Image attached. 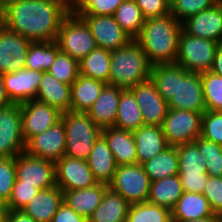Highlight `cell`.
I'll return each instance as SVG.
<instances>
[{
	"label": "cell",
	"mask_w": 222,
	"mask_h": 222,
	"mask_svg": "<svg viewBox=\"0 0 222 222\" xmlns=\"http://www.w3.org/2000/svg\"><path fill=\"white\" fill-rule=\"evenodd\" d=\"M70 12L69 0H21L0 11V23L31 42L56 41L61 22Z\"/></svg>",
	"instance_id": "obj_1"
},
{
	"label": "cell",
	"mask_w": 222,
	"mask_h": 222,
	"mask_svg": "<svg viewBox=\"0 0 222 222\" xmlns=\"http://www.w3.org/2000/svg\"><path fill=\"white\" fill-rule=\"evenodd\" d=\"M181 31L182 23L170 13L145 19L140 34L134 40L151 65L173 64L177 59Z\"/></svg>",
	"instance_id": "obj_2"
},
{
	"label": "cell",
	"mask_w": 222,
	"mask_h": 222,
	"mask_svg": "<svg viewBox=\"0 0 222 222\" xmlns=\"http://www.w3.org/2000/svg\"><path fill=\"white\" fill-rule=\"evenodd\" d=\"M151 66L141 46L133 39L125 47L111 52L108 85L131 89L150 79Z\"/></svg>",
	"instance_id": "obj_3"
},
{
	"label": "cell",
	"mask_w": 222,
	"mask_h": 222,
	"mask_svg": "<svg viewBox=\"0 0 222 222\" xmlns=\"http://www.w3.org/2000/svg\"><path fill=\"white\" fill-rule=\"evenodd\" d=\"M60 120L66 132L65 156L87 160L102 129L86 112H63Z\"/></svg>",
	"instance_id": "obj_4"
},
{
	"label": "cell",
	"mask_w": 222,
	"mask_h": 222,
	"mask_svg": "<svg viewBox=\"0 0 222 222\" xmlns=\"http://www.w3.org/2000/svg\"><path fill=\"white\" fill-rule=\"evenodd\" d=\"M218 45V42L189 35L182 29L175 64L193 73L211 71Z\"/></svg>",
	"instance_id": "obj_5"
},
{
	"label": "cell",
	"mask_w": 222,
	"mask_h": 222,
	"mask_svg": "<svg viewBox=\"0 0 222 222\" xmlns=\"http://www.w3.org/2000/svg\"><path fill=\"white\" fill-rule=\"evenodd\" d=\"M56 42L61 52L78 61L97 48L89 26L72 11L62 20Z\"/></svg>",
	"instance_id": "obj_6"
},
{
	"label": "cell",
	"mask_w": 222,
	"mask_h": 222,
	"mask_svg": "<svg viewBox=\"0 0 222 222\" xmlns=\"http://www.w3.org/2000/svg\"><path fill=\"white\" fill-rule=\"evenodd\" d=\"M151 181L142 164L117 166L109 188L118 193L130 205L146 202L149 197Z\"/></svg>",
	"instance_id": "obj_7"
},
{
	"label": "cell",
	"mask_w": 222,
	"mask_h": 222,
	"mask_svg": "<svg viewBox=\"0 0 222 222\" xmlns=\"http://www.w3.org/2000/svg\"><path fill=\"white\" fill-rule=\"evenodd\" d=\"M202 114L199 112L168 108L162 131L169 146L193 143L201 135Z\"/></svg>",
	"instance_id": "obj_8"
},
{
	"label": "cell",
	"mask_w": 222,
	"mask_h": 222,
	"mask_svg": "<svg viewBox=\"0 0 222 222\" xmlns=\"http://www.w3.org/2000/svg\"><path fill=\"white\" fill-rule=\"evenodd\" d=\"M168 107L203 114L206 111V106L201 74L186 71L176 64L175 94L168 101Z\"/></svg>",
	"instance_id": "obj_9"
},
{
	"label": "cell",
	"mask_w": 222,
	"mask_h": 222,
	"mask_svg": "<svg viewBox=\"0 0 222 222\" xmlns=\"http://www.w3.org/2000/svg\"><path fill=\"white\" fill-rule=\"evenodd\" d=\"M22 134L21 104L0 108V158L16 157L25 152Z\"/></svg>",
	"instance_id": "obj_10"
},
{
	"label": "cell",
	"mask_w": 222,
	"mask_h": 222,
	"mask_svg": "<svg viewBox=\"0 0 222 222\" xmlns=\"http://www.w3.org/2000/svg\"><path fill=\"white\" fill-rule=\"evenodd\" d=\"M16 181L34 185L39 190L56 186L55 162L30 156L26 152L15 157Z\"/></svg>",
	"instance_id": "obj_11"
},
{
	"label": "cell",
	"mask_w": 222,
	"mask_h": 222,
	"mask_svg": "<svg viewBox=\"0 0 222 222\" xmlns=\"http://www.w3.org/2000/svg\"><path fill=\"white\" fill-rule=\"evenodd\" d=\"M89 26L97 47L115 51L128 45L133 38L116 22L113 15H76Z\"/></svg>",
	"instance_id": "obj_12"
},
{
	"label": "cell",
	"mask_w": 222,
	"mask_h": 222,
	"mask_svg": "<svg viewBox=\"0 0 222 222\" xmlns=\"http://www.w3.org/2000/svg\"><path fill=\"white\" fill-rule=\"evenodd\" d=\"M56 185L64 191L90 188L98 184L87 161L62 156L55 162Z\"/></svg>",
	"instance_id": "obj_13"
},
{
	"label": "cell",
	"mask_w": 222,
	"mask_h": 222,
	"mask_svg": "<svg viewBox=\"0 0 222 222\" xmlns=\"http://www.w3.org/2000/svg\"><path fill=\"white\" fill-rule=\"evenodd\" d=\"M61 114L57 108L35 99L22 103V134L25 143L59 122Z\"/></svg>",
	"instance_id": "obj_14"
},
{
	"label": "cell",
	"mask_w": 222,
	"mask_h": 222,
	"mask_svg": "<svg viewBox=\"0 0 222 222\" xmlns=\"http://www.w3.org/2000/svg\"><path fill=\"white\" fill-rule=\"evenodd\" d=\"M26 37L9 30L0 23V73H14L24 69L29 44Z\"/></svg>",
	"instance_id": "obj_15"
},
{
	"label": "cell",
	"mask_w": 222,
	"mask_h": 222,
	"mask_svg": "<svg viewBox=\"0 0 222 222\" xmlns=\"http://www.w3.org/2000/svg\"><path fill=\"white\" fill-rule=\"evenodd\" d=\"M140 107L144 125L161 127L168 111V102L158 93L155 83L148 79L129 89Z\"/></svg>",
	"instance_id": "obj_16"
},
{
	"label": "cell",
	"mask_w": 222,
	"mask_h": 222,
	"mask_svg": "<svg viewBox=\"0 0 222 222\" xmlns=\"http://www.w3.org/2000/svg\"><path fill=\"white\" fill-rule=\"evenodd\" d=\"M66 132L60 120L54 126L32 137L25 146V152L30 156L58 161L65 155Z\"/></svg>",
	"instance_id": "obj_17"
},
{
	"label": "cell",
	"mask_w": 222,
	"mask_h": 222,
	"mask_svg": "<svg viewBox=\"0 0 222 222\" xmlns=\"http://www.w3.org/2000/svg\"><path fill=\"white\" fill-rule=\"evenodd\" d=\"M182 29L189 35L222 43V0L182 22Z\"/></svg>",
	"instance_id": "obj_18"
},
{
	"label": "cell",
	"mask_w": 222,
	"mask_h": 222,
	"mask_svg": "<svg viewBox=\"0 0 222 222\" xmlns=\"http://www.w3.org/2000/svg\"><path fill=\"white\" fill-rule=\"evenodd\" d=\"M42 75L43 72L26 68L14 73L2 74L5 91L10 102L22 104L34 100Z\"/></svg>",
	"instance_id": "obj_19"
},
{
	"label": "cell",
	"mask_w": 222,
	"mask_h": 222,
	"mask_svg": "<svg viewBox=\"0 0 222 222\" xmlns=\"http://www.w3.org/2000/svg\"><path fill=\"white\" fill-rule=\"evenodd\" d=\"M123 90L107 84L94 104L87 110L88 116L101 129L114 127L120 95Z\"/></svg>",
	"instance_id": "obj_20"
},
{
	"label": "cell",
	"mask_w": 222,
	"mask_h": 222,
	"mask_svg": "<svg viewBox=\"0 0 222 222\" xmlns=\"http://www.w3.org/2000/svg\"><path fill=\"white\" fill-rule=\"evenodd\" d=\"M63 203V191L56 185L36 194L22 211L36 222H51Z\"/></svg>",
	"instance_id": "obj_21"
},
{
	"label": "cell",
	"mask_w": 222,
	"mask_h": 222,
	"mask_svg": "<svg viewBox=\"0 0 222 222\" xmlns=\"http://www.w3.org/2000/svg\"><path fill=\"white\" fill-rule=\"evenodd\" d=\"M35 100L57 108L61 113L71 109V85L43 72Z\"/></svg>",
	"instance_id": "obj_22"
},
{
	"label": "cell",
	"mask_w": 222,
	"mask_h": 222,
	"mask_svg": "<svg viewBox=\"0 0 222 222\" xmlns=\"http://www.w3.org/2000/svg\"><path fill=\"white\" fill-rule=\"evenodd\" d=\"M101 135L112 151L117 166L137 163L133 132L106 127L102 129Z\"/></svg>",
	"instance_id": "obj_23"
},
{
	"label": "cell",
	"mask_w": 222,
	"mask_h": 222,
	"mask_svg": "<svg viewBox=\"0 0 222 222\" xmlns=\"http://www.w3.org/2000/svg\"><path fill=\"white\" fill-rule=\"evenodd\" d=\"M133 136L136 144L137 163L139 164L152 159L169 147L162 127L159 126L143 125L133 132Z\"/></svg>",
	"instance_id": "obj_24"
},
{
	"label": "cell",
	"mask_w": 222,
	"mask_h": 222,
	"mask_svg": "<svg viewBox=\"0 0 222 222\" xmlns=\"http://www.w3.org/2000/svg\"><path fill=\"white\" fill-rule=\"evenodd\" d=\"M109 188L106 183L93 187L63 192V202L79 215L89 218L101 204L104 193Z\"/></svg>",
	"instance_id": "obj_25"
},
{
	"label": "cell",
	"mask_w": 222,
	"mask_h": 222,
	"mask_svg": "<svg viewBox=\"0 0 222 222\" xmlns=\"http://www.w3.org/2000/svg\"><path fill=\"white\" fill-rule=\"evenodd\" d=\"M86 161L98 183L109 184L112 181L117 164L112 151L102 135L94 143Z\"/></svg>",
	"instance_id": "obj_26"
},
{
	"label": "cell",
	"mask_w": 222,
	"mask_h": 222,
	"mask_svg": "<svg viewBox=\"0 0 222 222\" xmlns=\"http://www.w3.org/2000/svg\"><path fill=\"white\" fill-rule=\"evenodd\" d=\"M107 84L79 74L71 84V109L74 112H87Z\"/></svg>",
	"instance_id": "obj_27"
},
{
	"label": "cell",
	"mask_w": 222,
	"mask_h": 222,
	"mask_svg": "<svg viewBox=\"0 0 222 222\" xmlns=\"http://www.w3.org/2000/svg\"><path fill=\"white\" fill-rule=\"evenodd\" d=\"M172 220H192L198 218L218 217L207 198L200 193L184 192L171 210Z\"/></svg>",
	"instance_id": "obj_28"
},
{
	"label": "cell",
	"mask_w": 222,
	"mask_h": 222,
	"mask_svg": "<svg viewBox=\"0 0 222 222\" xmlns=\"http://www.w3.org/2000/svg\"><path fill=\"white\" fill-rule=\"evenodd\" d=\"M129 206L124 198L108 188L88 222H126Z\"/></svg>",
	"instance_id": "obj_29"
},
{
	"label": "cell",
	"mask_w": 222,
	"mask_h": 222,
	"mask_svg": "<svg viewBox=\"0 0 222 222\" xmlns=\"http://www.w3.org/2000/svg\"><path fill=\"white\" fill-rule=\"evenodd\" d=\"M184 191L179 175L151 182L148 202L172 210Z\"/></svg>",
	"instance_id": "obj_30"
},
{
	"label": "cell",
	"mask_w": 222,
	"mask_h": 222,
	"mask_svg": "<svg viewBox=\"0 0 222 222\" xmlns=\"http://www.w3.org/2000/svg\"><path fill=\"white\" fill-rule=\"evenodd\" d=\"M143 125L141 110L134 94L129 89L123 90L120 95L114 127L134 132Z\"/></svg>",
	"instance_id": "obj_31"
},
{
	"label": "cell",
	"mask_w": 222,
	"mask_h": 222,
	"mask_svg": "<svg viewBox=\"0 0 222 222\" xmlns=\"http://www.w3.org/2000/svg\"><path fill=\"white\" fill-rule=\"evenodd\" d=\"M151 182L179 173L178 153L175 146H169L152 159L142 164Z\"/></svg>",
	"instance_id": "obj_32"
},
{
	"label": "cell",
	"mask_w": 222,
	"mask_h": 222,
	"mask_svg": "<svg viewBox=\"0 0 222 222\" xmlns=\"http://www.w3.org/2000/svg\"><path fill=\"white\" fill-rule=\"evenodd\" d=\"M111 51L97 47L79 61V73L109 84Z\"/></svg>",
	"instance_id": "obj_33"
},
{
	"label": "cell",
	"mask_w": 222,
	"mask_h": 222,
	"mask_svg": "<svg viewBox=\"0 0 222 222\" xmlns=\"http://www.w3.org/2000/svg\"><path fill=\"white\" fill-rule=\"evenodd\" d=\"M60 51L56 41H36L29 44L26 69L47 72Z\"/></svg>",
	"instance_id": "obj_34"
},
{
	"label": "cell",
	"mask_w": 222,
	"mask_h": 222,
	"mask_svg": "<svg viewBox=\"0 0 222 222\" xmlns=\"http://www.w3.org/2000/svg\"><path fill=\"white\" fill-rule=\"evenodd\" d=\"M179 176H200L207 174L205 160L194 143L176 146Z\"/></svg>",
	"instance_id": "obj_35"
},
{
	"label": "cell",
	"mask_w": 222,
	"mask_h": 222,
	"mask_svg": "<svg viewBox=\"0 0 222 222\" xmlns=\"http://www.w3.org/2000/svg\"><path fill=\"white\" fill-rule=\"evenodd\" d=\"M113 16L120 27L133 39L140 34L145 18L135 0H124Z\"/></svg>",
	"instance_id": "obj_36"
},
{
	"label": "cell",
	"mask_w": 222,
	"mask_h": 222,
	"mask_svg": "<svg viewBox=\"0 0 222 222\" xmlns=\"http://www.w3.org/2000/svg\"><path fill=\"white\" fill-rule=\"evenodd\" d=\"M126 222H172L171 210L148 201L129 206Z\"/></svg>",
	"instance_id": "obj_37"
},
{
	"label": "cell",
	"mask_w": 222,
	"mask_h": 222,
	"mask_svg": "<svg viewBox=\"0 0 222 222\" xmlns=\"http://www.w3.org/2000/svg\"><path fill=\"white\" fill-rule=\"evenodd\" d=\"M150 79L155 83L158 93L168 102L175 94L176 64L152 65Z\"/></svg>",
	"instance_id": "obj_38"
},
{
	"label": "cell",
	"mask_w": 222,
	"mask_h": 222,
	"mask_svg": "<svg viewBox=\"0 0 222 222\" xmlns=\"http://www.w3.org/2000/svg\"><path fill=\"white\" fill-rule=\"evenodd\" d=\"M203 96L208 111H222V75L201 73Z\"/></svg>",
	"instance_id": "obj_39"
},
{
	"label": "cell",
	"mask_w": 222,
	"mask_h": 222,
	"mask_svg": "<svg viewBox=\"0 0 222 222\" xmlns=\"http://www.w3.org/2000/svg\"><path fill=\"white\" fill-rule=\"evenodd\" d=\"M193 143L205 160L207 174L212 177H222V146L201 136Z\"/></svg>",
	"instance_id": "obj_40"
},
{
	"label": "cell",
	"mask_w": 222,
	"mask_h": 222,
	"mask_svg": "<svg viewBox=\"0 0 222 222\" xmlns=\"http://www.w3.org/2000/svg\"><path fill=\"white\" fill-rule=\"evenodd\" d=\"M57 80L71 85L79 76V61L59 51L47 71Z\"/></svg>",
	"instance_id": "obj_41"
},
{
	"label": "cell",
	"mask_w": 222,
	"mask_h": 222,
	"mask_svg": "<svg viewBox=\"0 0 222 222\" xmlns=\"http://www.w3.org/2000/svg\"><path fill=\"white\" fill-rule=\"evenodd\" d=\"M124 0H77L71 11L75 15H114Z\"/></svg>",
	"instance_id": "obj_42"
},
{
	"label": "cell",
	"mask_w": 222,
	"mask_h": 222,
	"mask_svg": "<svg viewBox=\"0 0 222 222\" xmlns=\"http://www.w3.org/2000/svg\"><path fill=\"white\" fill-rule=\"evenodd\" d=\"M218 1L219 0H176L170 7V13L182 23L187 18L214 6Z\"/></svg>",
	"instance_id": "obj_43"
},
{
	"label": "cell",
	"mask_w": 222,
	"mask_h": 222,
	"mask_svg": "<svg viewBox=\"0 0 222 222\" xmlns=\"http://www.w3.org/2000/svg\"><path fill=\"white\" fill-rule=\"evenodd\" d=\"M15 181V157L0 158V203L9 201Z\"/></svg>",
	"instance_id": "obj_44"
},
{
	"label": "cell",
	"mask_w": 222,
	"mask_h": 222,
	"mask_svg": "<svg viewBox=\"0 0 222 222\" xmlns=\"http://www.w3.org/2000/svg\"><path fill=\"white\" fill-rule=\"evenodd\" d=\"M202 138L222 146V111H208L202 114Z\"/></svg>",
	"instance_id": "obj_45"
},
{
	"label": "cell",
	"mask_w": 222,
	"mask_h": 222,
	"mask_svg": "<svg viewBox=\"0 0 222 222\" xmlns=\"http://www.w3.org/2000/svg\"><path fill=\"white\" fill-rule=\"evenodd\" d=\"M40 190L34 185L15 182L11 197L5 204L7 210H22Z\"/></svg>",
	"instance_id": "obj_46"
},
{
	"label": "cell",
	"mask_w": 222,
	"mask_h": 222,
	"mask_svg": "<svg viewBox=\"0 0 222 222\" xmlns=\"http://www.w3.org/2000/svg\"><path fill=\"white\" fill-rule=\"evenodd\" d=\"M213 213L222 218V177L209 176L203 191Z\"/></svg>",
	"instance_id": "obj_47"
},
{
	"label": "cell",
	"mask_w": 222,
	"mask_h": 222,
	"mask_svg": "<svg viewBox=\"0 0 222 222\" xmlns=\"http://www.w3.org/2000/svg\"><path fill=\"white\" fill-rule=\"evenodd\" d=\"M145 19L164 17L170 14V6L165 0H135Z\"/></svg>",
	"instance_id": "obj_48"
},
{
	"label": "cell",
	"mask_w": 222,
	"mask_h": 222,
	"mask_svg": "<svg viewBox=\"0 0 222 222\" xmlns=\"http://www.w3.org/2000/svg\"><path fill=\"white\" fill-rule=\"evenodd\" d=\"M179 178L184 192L203 194L209 175L201 174L200 176H179Z\"/></svg>",
	"instance_id": "obj_49"
},
{
	"label": "cell",
	"mask_w": 222,
	"mask_h": 222,
	"mask_svg": "<svg viewBox=\"0 0 222 222\" xmlns=\"http://www.w3.org/2000/svg\"><path fill=\"white\" fill-rule=\"evenodd\" d=\"M51 222H88V219L76 213L65 202H63Z\"/></svg>",
	"instance_id": "obj_50"
},
{
	"label": "cell",
	"mask_w": 222,
	"mask_h": 222,
	"mask_svg": "<svg viewBox=\"0 0 222 222\" xmlns=\"http://www.w3.org/2000/svg\"><path fill=\"white\" fill-rule=\"evenodd\" d=\"M5 222H36L22 210H7Z\"/></svg>",
	"instance_id": "obj_51"
},
{
	"label": "cell",
	"mask_w": 222,
	"mask_h": 222,
	"mask_svg": "<svg viewBox=\"0 0 222 222\" xmlns=\"http://www.w3.org/2000/svg\"><path fill=\"white\" fill-rule=\"evenodd\" d=\"M211 72L216 75H222V43L216 48Z\"/></svg>",
	"instance_id": "obj_52"
},
{
	"label": "cell",
	"mask_w": 222,
	"mask_h": 222,
	"mask_svg": "<svg viewBox=\"0 0 222 222\" xmlns=\"http://www.w3.org/2000/svg\"><path fill=\"white\" fill-rule=\"evenodd\" d=\"M11 104L6 94L2 74L0 73V108Z\"/></svg>",
	"instance_id": "obj_53"
},
{
	"label": "cell",
	"mask_w": 222,
	"mask_h": 222,
	"mask_svg": "<svg viewBox=\"0 0 222 222\" xmlns=\"http://www.w3.org/2000/svg\"><path fill=\"white\" fill-rule=\"evenodd\" d=\"M172 222H221L220 217L198 218L192 220H172Z\"/></svg>",
	"instance_id": "obj_54"
},
{
	"label": "cell",
	"mask_w": 222,
	"mask_h": 222,
	"mask_svg": "<svg viewBox=\"0 0 222 222\" xmlns=\"http://www.w3.org/2000/svg\"><path fill=\"white\" fill-rule=\"evenodd\" d=\"M7 209L5 204L0 203V222H5Z\"/></svg>",
	"instance_id": "obj_55"
},
{
	"label": "cell",
	"mask_w": 222,
	"mask_h": 222,
	"mask_svg": "<svg viewBox=\"0 0 222 222\" xmlns=\"http://www.w3.org/2000/svg\"><path fill=\"white\" fill-rule=\"evenodd\" d=\"M17 1H21V0H0V11L9 3L17 2Z\"/></svg>",
	"instance_id": "obj_56"
},
{
	"label": "cell",
	"mask_w": 222,
	"mask_h": 222,
	"mask_svg": "<svg viewBox=\"0 0 222 222\" xmlns=\"http://www.w3.org/2000/svg\"><path fill=\"white\" fill-rule=\"evenodd\" d=\"M167 3H168V5L171 7L172 6V4L176 1V0H165Z\"/></svg>",
	"instance_id": "obj_57"
},
{
	"label": "cell",
	"mask_w": 222,
	"mask_h": 222,
	"mask_svg": "<svg viewBox=\"0 0 222 222\" xmlns=\"http://www.w3.org/2000/svg\"><path fill=\"white\" fill-rule=\"evenodd\" d=\"M77 0H69L70 6H72Z\"/></svg>",
	"instance_id": "obj_58"
}]
</instances>
